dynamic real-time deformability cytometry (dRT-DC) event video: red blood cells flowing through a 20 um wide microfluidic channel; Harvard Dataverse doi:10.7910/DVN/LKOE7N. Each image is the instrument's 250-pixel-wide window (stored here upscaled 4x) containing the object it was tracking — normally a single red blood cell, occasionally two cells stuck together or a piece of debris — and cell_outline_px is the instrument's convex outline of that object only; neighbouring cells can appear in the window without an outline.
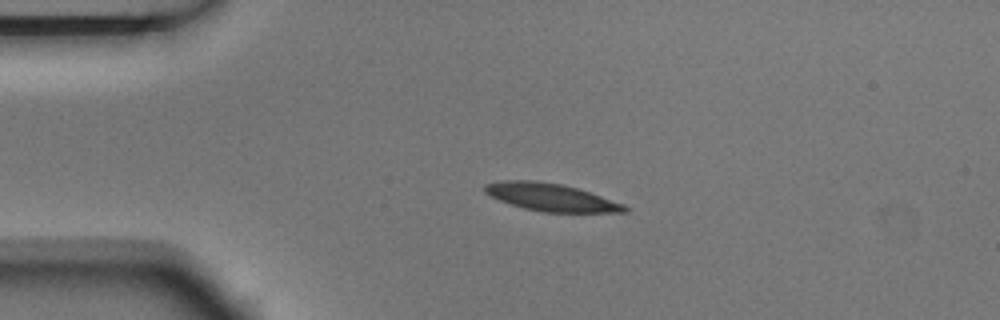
{"species": "Egyptian fruit bat (a non-hibernating species)", "species_latin": "Rousettus aegyptiacus", "temperature_condition": "room temperature", "stored_images_in_passage": 5, "camera_frame_rate_fps": 3000, "um_per_image_px": 0.085, "animal": {"sex": "male"}, "frame": {"image": 1, "passage_image": 4, "time_ms": 1.0, "image_size_px": [1000, 320], "cell_outline_px": [[628, 212], [544, 212], [524, 208], [500, 200], [484, 192], [484, 184], [504, 180], [536, 180], [560, 184], [576, 188], [624, 204], [628, 208]], "centroid_in_image_um": [46.81, 16.76], "position_along_channel_um": 38.2, "area_um2": 22.14}}